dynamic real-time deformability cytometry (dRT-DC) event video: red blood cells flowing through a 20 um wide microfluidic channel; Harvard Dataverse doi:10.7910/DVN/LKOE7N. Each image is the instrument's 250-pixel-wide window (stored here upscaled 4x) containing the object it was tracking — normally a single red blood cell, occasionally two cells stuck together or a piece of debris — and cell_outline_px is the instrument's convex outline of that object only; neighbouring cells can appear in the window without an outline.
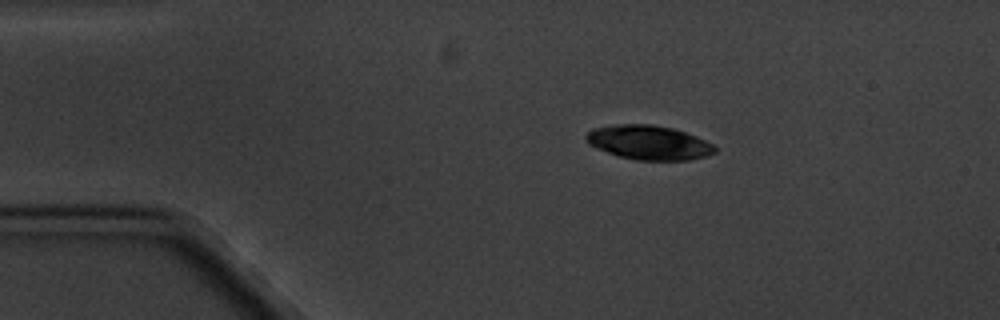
{"species": "common noctule bat (a hibernating species)", "species_latin": "Nyctalus noctula", "temperature_condition": "cold", "stored_images_in_passage": 5, "camera_frame_rate_fps": 3000, "um_per_image_px": 0.085, "animal": {"sex": "male", "body_mass_g": 20.1, "forearm_length_mm": 53.5}, "frame": {"image": 1, "passage_image": 1, "time_ms": 0.0, "image_size_px": [1000, 320], "cell_outline_px": [[716, 152], [704, 156], [688, 160], [636, 160], [620, 156], [596, 148], [588, 144], [584, 136], [592, 128], [616, 124], [652, 124], [672, 128], [696, 136], [712, 144], [716, 148]], "centroid_in_image_um": [55.11, 12.11], "position_along_channel_um": 29.9, "area_um2": 25.61}}
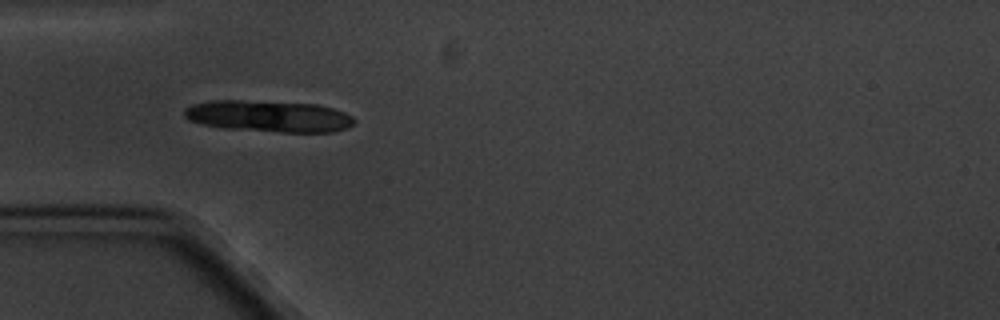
{"frame": {"image": 2, "passage_image": 3, "time_ms": 2.333, "image_size_px": [1000, 320], "cell_outline_px": [[356, 120], [352, 124], [344, 128], [332, 132], [284, 132], [224, 128], [204, 124], [188, 120], [184, 116], [184, 108], [192, 104], [212, 100], [240, 100], [316, 104], [332, 108], [344, 112], [352, 116]], "centroid_in_image_um": [22.82, 9.87], "position_along_channel_um": 62.2, "area_um2": 31.04}}